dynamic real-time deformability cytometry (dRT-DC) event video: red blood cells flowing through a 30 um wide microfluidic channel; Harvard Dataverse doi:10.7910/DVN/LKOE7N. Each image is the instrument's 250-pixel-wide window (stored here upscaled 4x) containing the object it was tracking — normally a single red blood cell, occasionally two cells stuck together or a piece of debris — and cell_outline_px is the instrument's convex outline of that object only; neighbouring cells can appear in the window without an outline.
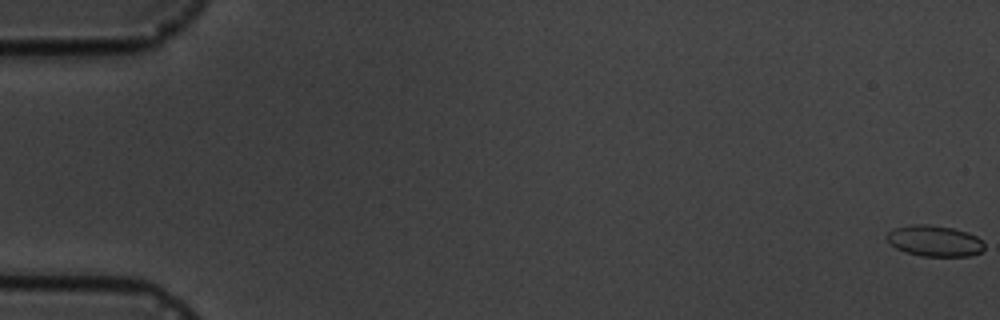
{"species": "common noctule bat (a hibernating species)", "species_latin": "Nyctalus noctula", "temperature_condition": "cold", "stored_images_in_passage": 7, "camera_frame_rate_fps": 3000, "um_per_image_px": 0.085, "animal": {"sex": "male", "body_mass_g": 19.5, "forearm_length_mm": 54.6}, "frame": {"image": 1, "passage_image": 1, "time_ms": 0.0, "image_size_px": [1000, 320], "cell_outline_px": [[984, 248], [980, 252], [972, 256], [920, 256], [904, 252], [888, 244], [888, 232], [896, 228], [912, 224], [928, 224], [952, 228], [968, 232], [976, 236], [984, 244]], "centroid_in_image_um": [79.43, 20.48], "position_along_channel_um": 5.6, "area_um2": 17.63}}
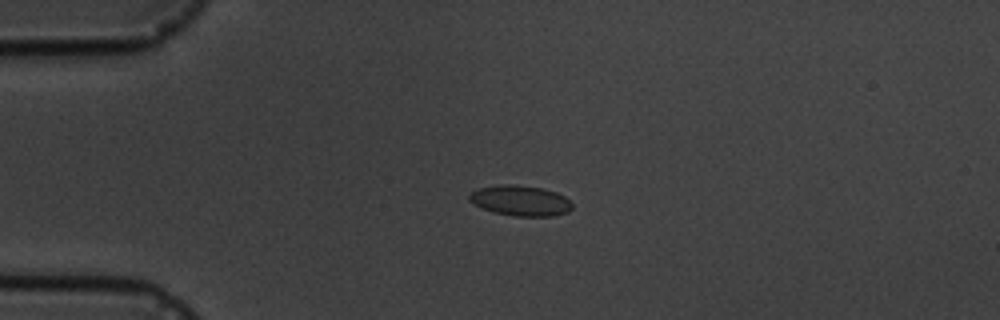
{"frame": {"image": 2, "passage_image": 5, "time_ms": 4.667, "image_size_px": [1000, 320], "cell_outline_px": [[572, 208], [568, 212], [552, 216], [516, 216], [492, 212], [468, 200], [468, 196], [476, 188], [500, 184], [512, 184], [540, 188], [556, 192], [564, 196], [572, 204]], "centroid_in_image_um": [44.22, 17.05], "position_along_channel_um": 40.8, "area_um2": 18.15}}
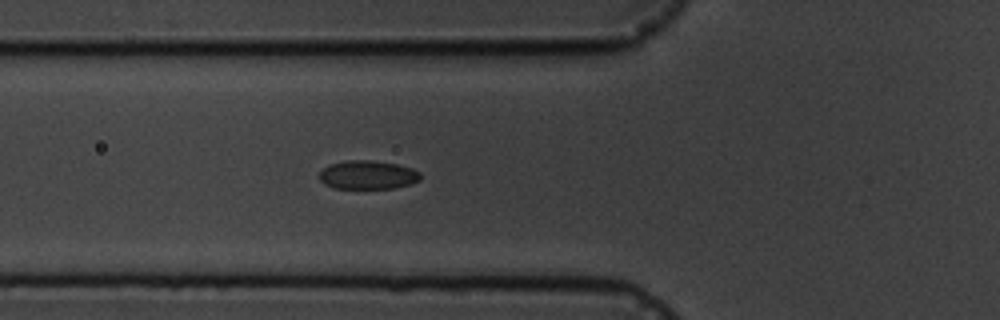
{"frame": {"image": 3, "passage_image": 7, "time_ms": 7.0, "image_size_px": [1000, 320], "cell_outline_px": [[420, 180], [412, 184], [396, 188], [332, 188], [324, 184], [320, 180], [320, 172], [328, 164], [348, 160], [372, 160], [396, 164], [412, 168], [420, 172]], "centroid_in_image_um": [31.27, 14.87], "position_along_channel_um": 94.5, "area_um2": 16.99}}